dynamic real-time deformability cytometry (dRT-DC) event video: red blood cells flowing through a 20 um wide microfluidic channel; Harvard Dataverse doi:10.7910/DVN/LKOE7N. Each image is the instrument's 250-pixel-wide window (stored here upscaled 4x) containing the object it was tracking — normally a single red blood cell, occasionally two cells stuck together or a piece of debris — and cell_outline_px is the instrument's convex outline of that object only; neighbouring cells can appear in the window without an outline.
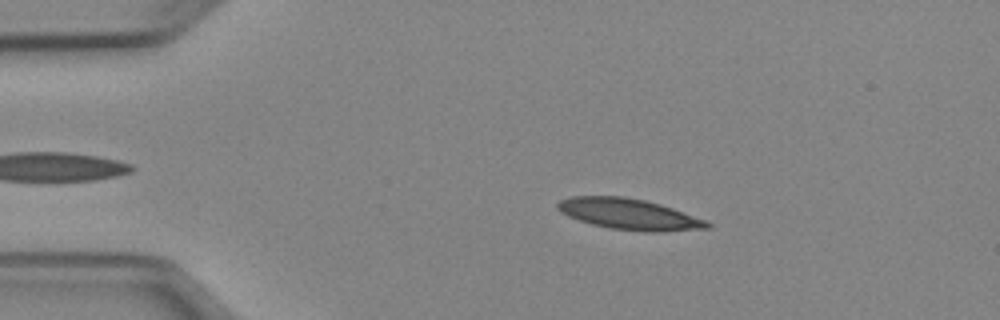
{"species": "Egyptian fruit bat (a non-hibernating species)", "species_latin": "Rousettus aegyptiacus", "temperature_condition": "cold", "stored_images_in_passage": 44, "camera_frame_rate_fps": 3000, "um_per_image_px": 0.085, "animal": {"sex": "female"}, "frame": {"image": 1, "passage_image": 9, "time_ms": 2.667, "image_size_px": [1000, 320], "cell_outline_px": [[712, 228], [664, 232], [644, 232], [612, 228], [592, 224], [568, 216], [560, 212], [556, 208], [556, 204], [560, 200], [572, 196], [624, 196], [644, 200], [660, 204], [708, 220], [712, 224]], "centroid_in_image_um": [53.52, 18.21], "position_along_channel_um": 31.5, "area_um2": 27.17}}
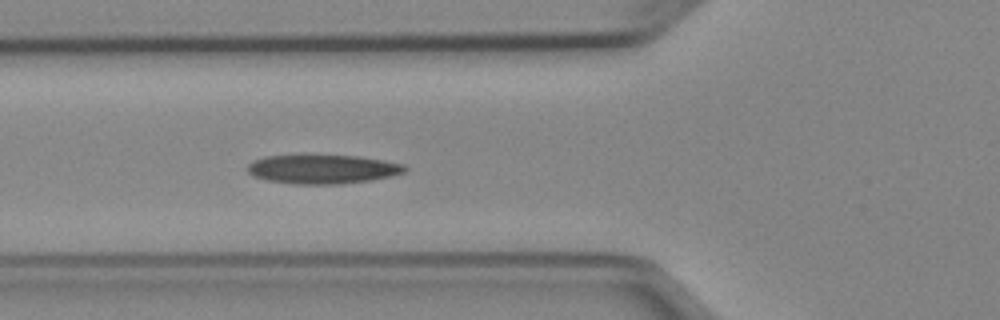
{"frame": {"image": 2, "passage_image": 18, "time_ms": 5.667, "image_size_px": [1000, 320], "cell_outline_px": [[408, 168], [404, 172], [392, 176], [368, 180], [340, 184], [296, 184], [268, 180], [252, 176], [248, 172], [248, 164], [252, 160], [264, 156], [300, 152], [304, 152], [356, 156], [404, 164]], "centroid_in_image_um": [27.33, 14.32], "position_along_channel_um": 98.5, "area_um2": 27.63}}
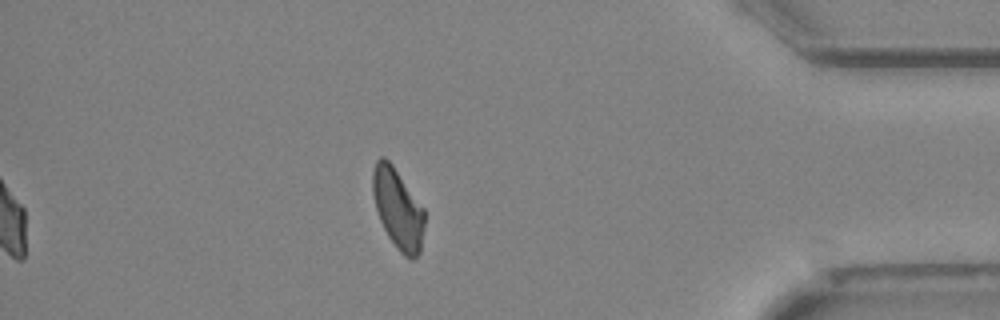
{"frame": {"image": 3, "passage_image": 44, "time_ms": 14.333, "image_size_px": [1000, 320], "cell_outline_px": [[424, 228], [420, 252], [412, 260], [408, 260], [396, 248], [388, 236], [380, 220], [376, 208], [372, 192], [372, 172], [376, 160], [380, 156], [384, 156], [392, 164], [424, 208]], "centroid_in_image_um": [33.82, 17.75], "position_along_channel_um": 401.4, "area_um2": 24.28}, "authors_computed_cell_mechanics": {"area_um2": 26.01, "velocity_mm_per_s": 3.9347, "shape_relaxation_time_tau1_ms": null, "shape_relaxation_time_tau2_ms": 4.3019, "deformation_change_tau1": null, "deformation_change_tau2": 0.1287}}